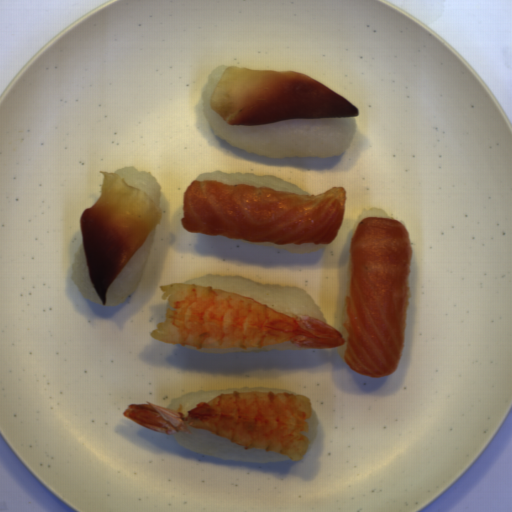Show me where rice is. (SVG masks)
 <instances>
[{
	"mask_svg": "<svg viewBox=\"0 0 512 512\" xmlns=\"http://www.w3.org/2000/svg\"><path fill=\"white\" fill-rule=\"evenodd\" d=\"M229 65L219 64L202 88L203 114L216 137L233 147L267 158H323L341 156L356 132L355 116L291 119L262 125H229L212 109L215 88Z\"/></svg>",
	"mask_w": 512,
	"mask_h": 512,
	"instance_id": "1",
	"label": "rice"
},
{
	"mask_svg": "<svg viewBox=\"0 0 512 512\" xmlns=\"http://www.w3.org/2000/svg\"><path fill=\"white\" fill-rule=\"evenodd\" d=\"M177 283H194L195 285L210 286L236 292L242 296L250 297L261 304L281 312L287 316L304 314L319 319L327 324L324 313L316 304L312 295L303 287L292 285L263 284L259 281L240 275H220L207 273L205 276L192 278Z\"/></svg>",
	"mask_w": 512,
	"mask_h": 512,
	"instance_id": "2",
	"label": "rice"
},
{
	"mask_svg": "<svg viewBox=\"0 0 512 512\" xmlns=\"http://www.w3.org/2000/svg\"><path fill=\"white\" fill-rule=\"evenodd\" d=\"M187 424V423H186ZM190 433L177 431L172 433L176 441L182 447L200 454L212 455L226 461L260 462L270 463L290 459L288 455H282L266 449H245L238 443H232L226 437L212 434L204 428H192L187 424Z\"/></svg>",
	"mask_w": 512,
	"mask_h": 512,
	"instance_id": "3",
	"label": "rice"
},
{
	"mask_svg": "<svg viewBox=\"0 0 512 512\" xmlns=\"http://www.w3.org/2000/svg\"><path fill=\"white\" fill-rule=\"evenodd\" d=\"M155 231L156 225L124 267L112 279L106 290L104 306L119 305L138 287L150 258L152 245L155 241Z\"/></svg>",
	"mask_w": 512,
	"mask_h": 512,
	"instance_id": "4",
	"label": "rice"
},
{
	"mask_svg": "<svg viewBox=\"0 0 512 512\" xmlns=\"http://www.w3.org/2000/svg\"><path fill=\"white\" fill-rule=\"evenodd\" d=\"M195 180H216L217 182H223L230 185L245 184L257 187H269L275 191H285L299 195H311L308 191L302 190L301 187L288 180L266 173L265 175H257L253 172H245L242 174V172L225 173L220 170H214V172H204L199 174L196 176Z\"/></svg>",
	"mask_w": 512,
	"mask_h": 512,
	"instance_id": "5",
	"label": "rice"
},
{
	"mask_svg": "<svg viewBox=\"0 0 512 512\" xmlns=\"http://www.w3.org/2000/svg\"><path fill=\"white\" fill-rule=\"evenodd\" d=\"M288 392L292 394H296L289 389L285 388H265V387H233L227 388L225 390H204L199 389L198 391H191L188 393H184L177 397H172L169 401V404L166 408L174 409L183 414L184 418H188L187 411L197 407L199 402H208L210 399L217 397L219 394H228L232 392Z\"/></svg>",
	"mask_w": 512,
	"mask_h": 512,
	"instance_id": "6",
	"label": "rice"
},
{
	"mask_svg": "<svg viewBox=\"0 0 512 512\" xmlns=\"http://www.w3.org/2000/svg\"><path fill=\"white\" fill-rule=\"evenodd\" d=\"M72 282L74 286L77 287L84 300H89L90 302L102 306L103 303L89 276L83 238L77 252H74V263H72Z\"/></svg>",
	"mask_w": 512,
	"mask_h": 512,
	"instance_id": "7",
	"label": "rice"
},
{
	"mask_svg": "<svg viewBox=\"0 0 512 512\" xmlns=\"http://www.w3.org/2000/svg\"><path fill=\"white\" fill-rule=\"evenodd\" d=\"M112 173H118L130 187L142 189L160 206L161 186L151 171L138 170L134 165H128Z\"/></svg>",
	"mask_w": 512,
	"mask_h": 512,
	"instance_id": "8",
	"label": "rice"
},
{
	"mask_svg": "<svg viewBox=\"0 0 512 512\" xmlns=\"http://www.w3.org/2000/svg\"><path fill=\"white\" fill-rule=\"evenodd\" d=\"M186 348L192 350H198L201 352H214V353H230V352H261V351H273V350H309L310 348H300L293 344L292 342L285 341L279 344H274L270 346H265L263 348L257 347H248L247 349H242L241 347L235 348H195L189 345H184Z\"/></svg>",
	"mask_w": 512,
	"mask_h": 512,
	"instance_id": "9",
	"label": "rice"
},
{
	"mask_svg": "<svg viewBox=\"0 0 512 512\" xmlns=\"http://www.w3.org/2000/svg\"><path fill=\"white\" fill-rule=\"evenodd\" d=\"M245 243L253 244V245H262V246H270L275 249H285L287 252L292 254H308L314 251L320 250L327 246V244H313V243H301L295 244L294 242L291 244H273L270 242H250L246 239H242Z\"/></svg>",
	"mask_w": 512,
	"mask_h": 512,
	"instance_id": "10",
	"label": "rice"
},
{
	"mask_svg": "<svg viewBox=\"0 0 512 512\" xmlns=\"http://www.w3.org/2000/svg\"><path fill=\"white\" fill-rule=\"evenodd\" d=\"M368 217H383V218H389V219L396 220L394 216H392L386 210H384V209H382L380 207L373 206V207H371L369 209L363 208V209H361L360 213L357 216V219H356L355 223L352 226V235H353V233L355 231V228L358 225V223L361 220H363L365 218H368Z\"/></svg>",
	"mask_w": 512,
	"mask_h": 512,
	"instance_id": "11",
	"label": "rice"
}]
</instances>
